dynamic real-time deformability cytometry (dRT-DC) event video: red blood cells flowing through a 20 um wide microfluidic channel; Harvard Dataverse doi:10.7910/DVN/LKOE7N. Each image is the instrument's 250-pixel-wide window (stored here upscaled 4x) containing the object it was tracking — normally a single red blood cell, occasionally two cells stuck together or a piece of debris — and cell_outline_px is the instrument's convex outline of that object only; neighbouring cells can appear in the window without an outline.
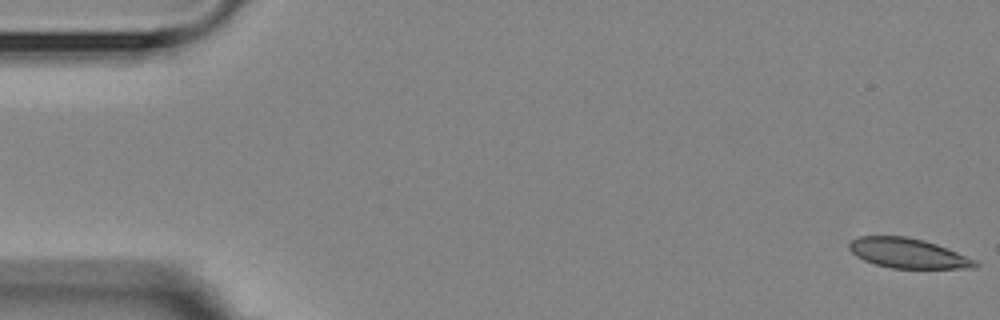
{"species": "Egyptian fruit bat (a non-hibernating species)", "species_latin": "Rousettus aegyptiacus", "temperature_condition": "room temperature", "stored_images_in_passage": 5, "camera_frame_rate_fps": 3000, "um_per_image_px": 0.085, "animal": {"sex": "female"}, "frame": {"image": 1, "passage_image": 1, "time_ms": 0.0, "image_size_px": [1000, 320], "cell_outline_px": [[980, 264], [976, 268], [892, 268], [876, 264], [864, 260], [856, 256], [848, 248], [848, 244], [852, 240], [860, 236], [904, 236], [924, 240], [936, 244], [976, 260]], "centroid_in_image_um": [77.17, 21.52], "position_along_channel_um": 7.8, "area_um2": 21.73}}
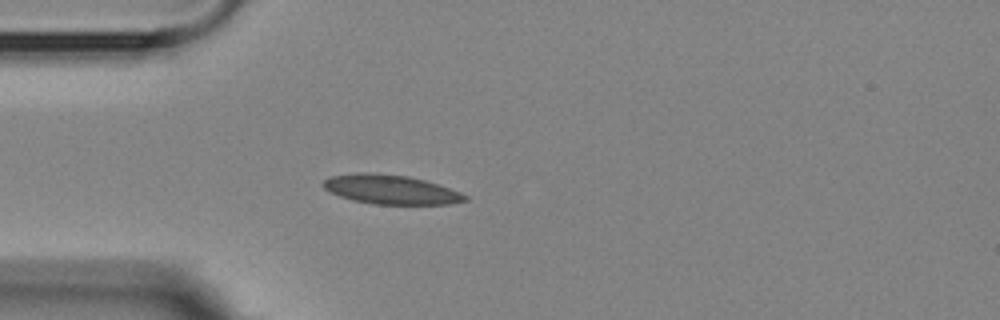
{"frame": {"image": 2, "passage_image": 5, "time_ms": 4.667, "image_size_px": [1000, 320], "cell_outline_px": [[468, 200], [452, 204], [372, 204], [352, 200], [340, 196], [324, 188], [320, 184], [324, 180], [332, 176], [356, 172], [368, 172], [408, 176], [424, 180], [460, 192], [468, 196]], "centroid_in_image_um": [33.2, 16.11], "position_along_channel_um": 51.8, "area_um2": 24.1}}